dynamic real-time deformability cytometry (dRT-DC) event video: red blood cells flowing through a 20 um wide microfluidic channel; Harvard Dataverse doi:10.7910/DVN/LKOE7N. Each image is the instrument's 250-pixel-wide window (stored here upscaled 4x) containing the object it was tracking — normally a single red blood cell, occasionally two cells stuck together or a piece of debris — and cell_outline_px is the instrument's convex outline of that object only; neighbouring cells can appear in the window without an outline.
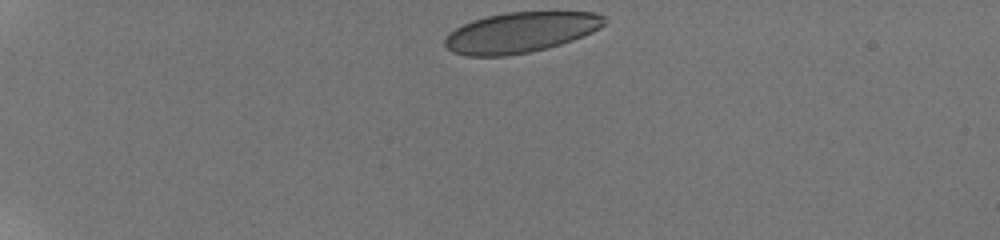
{"species": "human", "species_latin": "Homo sapiens", "temperature_condition": "room temperature", "stored_images_in_passage": 33, "camera_frame_rate_fps": 3000, "um_per_image_px": 0.085, "donor": {"sex": "male"}, "frame": {"image": 1, "passage_image": 1, "time_ms": 0.0, "image_size_px": [1000, 240], "cell_outline_px": [[604, 24], [600, 28], [592, 32], [572, 40], [548, 48], [528, 52], [504, 56], [464, 56], [452, 52], [444, 44], [444, 40], [448, 32], [472, 20], [488, 16], [508, 12], [592, 12], [604, 16]], "centroid_in_image_um": [44.2, 2.76], "position_along_channel_um": 40.8, "area_um2": 37.4}}
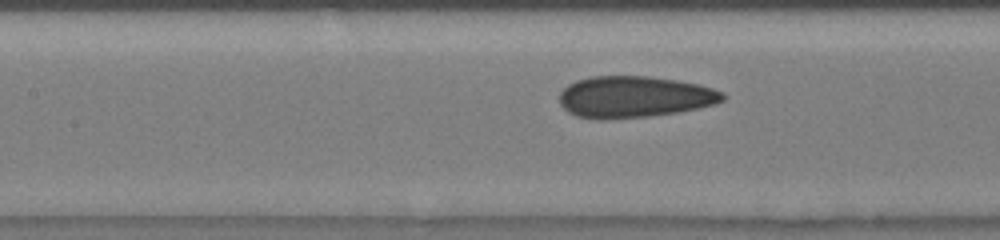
{"frame": {"image": 2, "passage_image": 16, "time_ms": 5.0, "image_size_px": [1000, 240], "cell_outline_px": [[724, 100], [716, 104], [676, 112], [648, 116], [604, 120], [600, 120], [576, 116], [568, 112], [560, 104], [560, 92], [568, 84], [576, 80], [592, 76], [648, 76], [676, 80], [700, 84], [724, 92]], "centroid_in_image_um": [53.9, 8.23], "position_along_channel_um": 153.5, "area_um2": 39.59}}
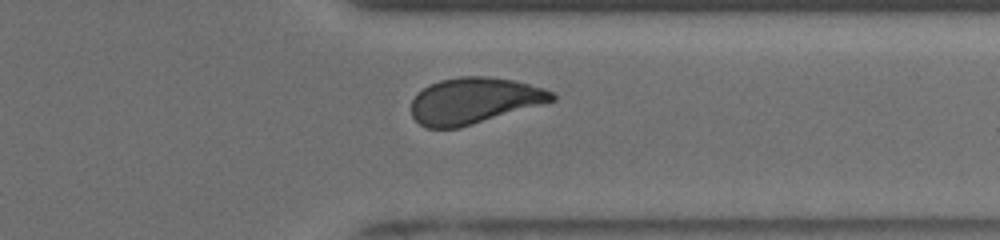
{"frame": {"image": 3, "passage_image": 30, "time_ms": 10.667, "image_size_px": [1000, 240], "cell_outline_px": [[556, 100], [460, 128], [428, 128], [420, 124], [412, 116], [412, 100], [416, 92], [428, 84], [440, 80], [460, 76], [488, 76], [512, 80], [544, 88], [552, 92], [556, 96]], "centroid_in_image_um": [40.27, 8.55], "position_along_channel_um": 371.1, "area_um2": 37.86}, "authors_computed_cell_mechanics": {"area_um2": 39.015, "velocity_mm_per_s": 3.8375, "shape_relaxation_time_tau1_ms": null, "shape_relaxation_time_tau2_ms": 1.1763, "deformation_change_tau1": null, "deformation_change_tau2": 0.0839}}